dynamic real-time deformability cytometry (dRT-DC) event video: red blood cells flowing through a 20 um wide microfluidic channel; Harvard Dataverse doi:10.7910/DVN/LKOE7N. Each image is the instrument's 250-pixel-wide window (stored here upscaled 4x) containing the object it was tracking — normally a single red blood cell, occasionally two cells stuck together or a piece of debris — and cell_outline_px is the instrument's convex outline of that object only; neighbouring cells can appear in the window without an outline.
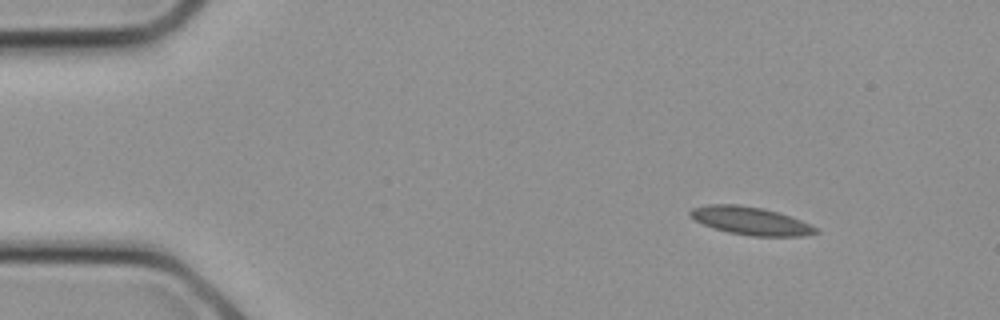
{"species": "common noctule bat (a hibernating species)", "species_latin": "Nyctalus noctula", "temperature_condition": "cold", "stored_images_in_passage": 14, "camera_frame_rate_fps": 3000, "um_per_image_px": 0.085, "animal": {"sex": "female", "body_mass_g": 21.9}, "frame": {"image": 1, "passage_image": 3, "time_ms": 0.667, "image_size_px": [1000, 320], "cell_outline_px": [[820, 232], [804, 236], [752, 236], [728, 232], [704, 224], [688, 216], [688, 212], [692, 208], [708, 204], [736, 204], [764, 208], [800, 220], [816, 228]], "centroid_in_image_um": [63.77, 18.76], "position_along_channel_um": 21.2, "area_um2": 20.23}}
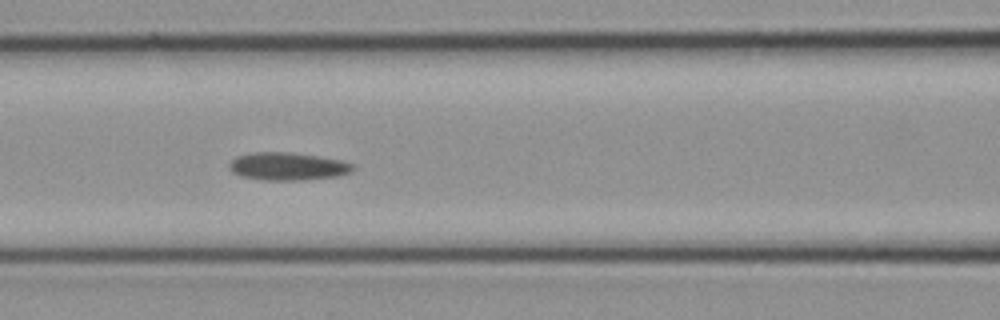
{"frame": {"image": 2, "passage_image": 11, "time_ms": 3.333, "image_size_px": [1000, 320], "cell_outline_px": [[356, 168], [352, 172], [336, 176], [304, 180], [264, 180], [240, 176], [232, 172], [228, 168], [228, 164], [236, 156], [252, 152], [292, 152], [320, 156], [340, 160], [356, 164]], "centroid_in_image_um": [24.47, 14.13], "position_along_channel_um": 142.1, "area_um2": 20.35}}
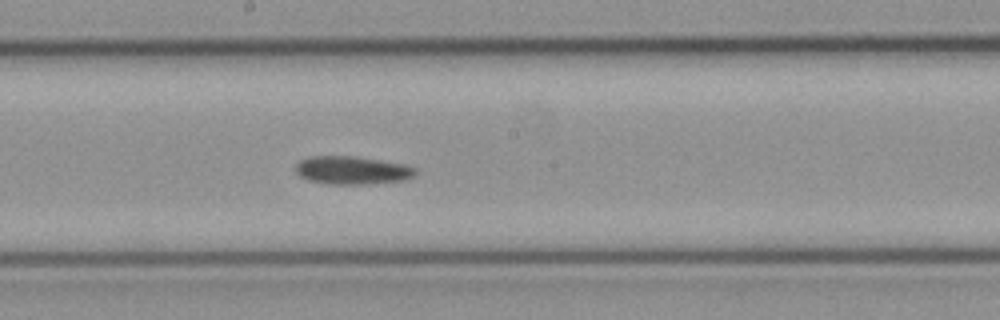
{"frame": {"image": 3, "passage_image": 14, "time_ms": 4.333, "image_size_px": [1000, 320], "cell_outline_px": [[416, 176], [404, 180], [368, 184], [328, 184], [308, 180], [300, 176], [296, 172], [296, 164], [300, 160], [308, 156], [356, 156], [404, 164], [416, 168]], "centroid_in_image_um": [29.94, 14.47], "position_along_channel_um": 218.3, "area_um2": 19.77}}